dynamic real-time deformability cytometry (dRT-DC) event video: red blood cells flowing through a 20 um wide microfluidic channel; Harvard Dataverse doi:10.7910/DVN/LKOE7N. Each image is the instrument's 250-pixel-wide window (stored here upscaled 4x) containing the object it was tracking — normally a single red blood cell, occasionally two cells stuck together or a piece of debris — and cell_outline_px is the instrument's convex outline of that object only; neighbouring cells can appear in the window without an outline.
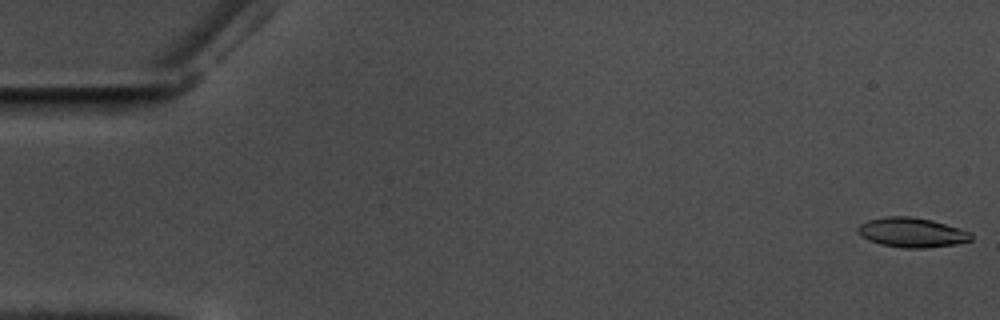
{"species": "common noctule bat (a hibernating species)", "species_latin": "Nyctalus noctula", "temperature_condition": "warm", "stored_images_in_passage": 58, "camera_frame_rate_fps": 3000, "um_per_image_px": 0.085, "animal": {"sex": "male", "body_mass_g": 17.5, "forearm_length_mm": 52.3}, "frame": {"image": 1, "passage_image": 1, "time_ms": 0.0, "image_size_px": [1000, 320], "cell_outline_px": [[972, 240], [956, 244], [924, 248], [904, 248], [880, 244], [868, 240], [860, 236], [856, 232], [856, 228], [860, 224], [868, 220], [888, 216], [912, 216], [932, 220], [960, 228], [972, 232]], "centroid_in_image_um": [77.5, 19.76], "position_along_channel_um": 7.5, "area_um2": 19.77}}
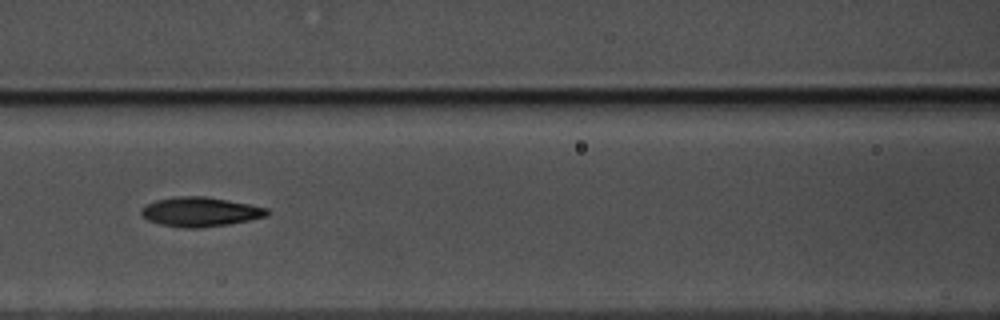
{"frame": {"image": 2, "passage_image": 26, "time_ms": 8.333, "image_size_px": [1000, 320], "cell_outline_px": [[268, 212], [264, 216], [248, 220], [228, 224], [200, 228], [184, 228], [160, 224], [148, 220], [140, 212], [148, 204], [156, 200], [180, 196], [204, 196], [228, 200], [268, 208]], "centroid_in_image_um": [17.01, 18.01], "position_along_channel_um": 149.6, "area_um2": 21.15}}
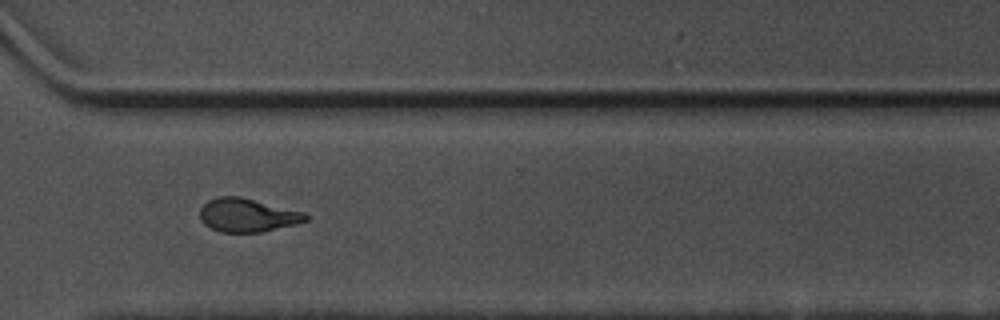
{"frame": {"image": 3, "passage_image": 43, "time_ms": 14.0, "image_size_px": [1000, 320], "cell_outline_px": [[308, 220], [296, 224], [264, 232], [220, 232], [204, 224], [200, 220], [200, 208], [208, 200], [216, 196], [240, 196], [304, 212], [308, 216]], "centroid_in_image_um": [21.02, 18.29], "position_along_channel_um": 349.6, "area_um2": 20.75}, "authors_computed_cell_mechanics": {"area_um2": 20.6635, "velocity_mm_per_s": 3.5369, "shape_relaxation_time_tau1_ms": 4.2525, "shape_relaxation_time_tau2_ms": 3.1947, "deformation_change_tau1": 0.1858, "deformation_change_tau2": 0.1126}}